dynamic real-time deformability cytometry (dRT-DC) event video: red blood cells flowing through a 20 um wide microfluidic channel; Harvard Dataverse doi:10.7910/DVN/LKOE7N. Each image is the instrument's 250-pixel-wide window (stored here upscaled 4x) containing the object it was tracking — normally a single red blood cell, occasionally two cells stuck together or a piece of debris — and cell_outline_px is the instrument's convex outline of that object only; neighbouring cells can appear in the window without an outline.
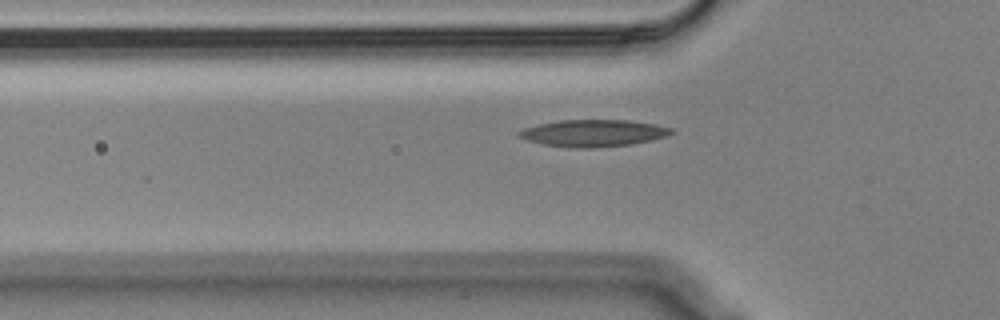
{"species": "Egyptian fruit bat (a non-hibernating species)", "species_latin": "Rousettus aegyptiacus", "temperature_condition": "cold", "stored_images_in_passage": 41, "camera_frame_rate_fps": 3000, "um_per_image_px": 0.085, "animal": {"sex": "male"}, "frame": {"image": 1, "passage_image": 2, "time_ms": 0.333, "image_size_px": [1000, 320], "cell_outline_px": [[676, 132], [668, 136], [652, 140], [632, 144], [592, 148], [568, 148], [544, 144], [528, 140], [516, 136], [516, 132], [524, 128], [540, 124], [560, 120], [628, 120], [656, 124], [672, 128]], "centroid_in_image_um": [50.46, 11.32], "position_along_channel_um": 75.3, "area_um2": 24.1}}
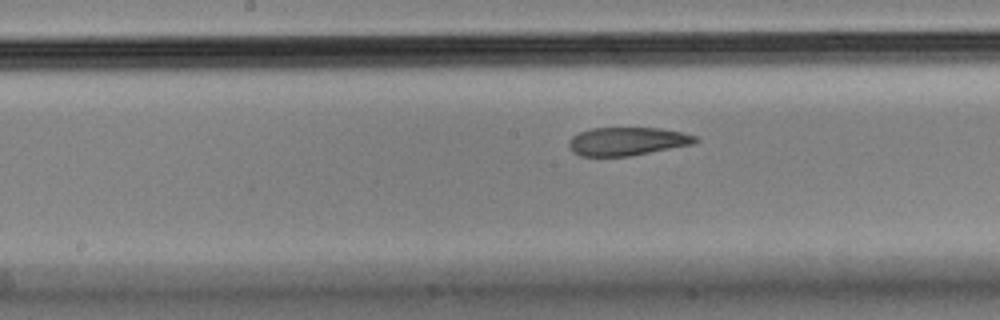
{"frame": {"image": 2, "passage_image": 12, "time_ms": 3.667, "image_size_px": [1000, 320], "cell_outline_px": [[700, 140], [696, 144], [628, 156], [580, 156], [572, 152], [568, 148], [568, 140], [572, 136], [580, 132], [592, 128], [660, 128], [680, 132], [696, 136]], "centroid_in_image_um": [53.31, 12.02], "position_along_channel_um": 194.9, "area_um2": 20.98}}
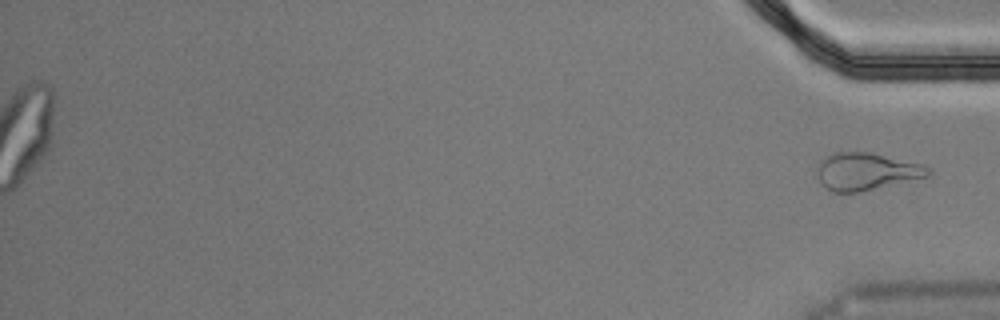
{"frame": {"image": 3, "passage_image": 41, "time_ms": 13.333, "image_size_px": [1000, 320], "cell_outline_px": [[932, 172], [928, 176], [860, 192], [832, 192], [824, 188], [820, 184], [816, 176], [816, 168], [820, 160], [824, 156], [832, 152], [872, 152], [920, 164], [928, 168]], "centroid_in_image_um": [73.54, 14.57], "position_along_channel_um": 361.7, "area_um2": 24.39}}